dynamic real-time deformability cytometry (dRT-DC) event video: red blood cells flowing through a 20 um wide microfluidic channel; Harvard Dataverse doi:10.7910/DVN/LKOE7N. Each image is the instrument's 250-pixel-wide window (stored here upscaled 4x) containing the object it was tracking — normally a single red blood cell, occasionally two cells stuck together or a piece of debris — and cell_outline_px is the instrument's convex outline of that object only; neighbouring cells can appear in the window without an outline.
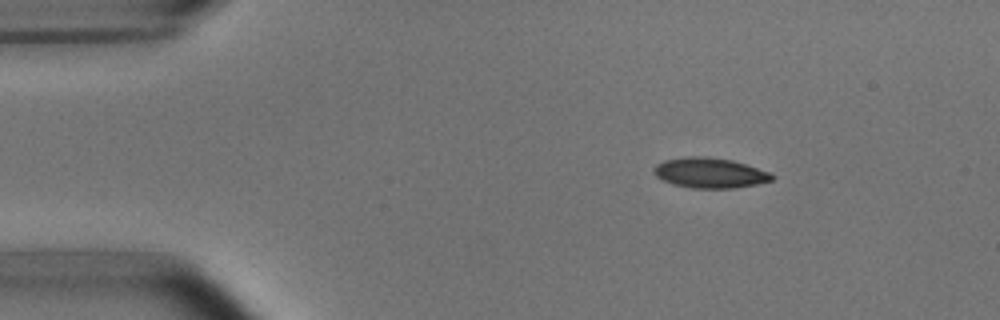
{"species": "common noctule bat (a hibernating species)", "species_latin": "Nyctalus noctula", "temperature_condition": "room temperature", "stored_images_in_passage": 4, "camera_frame_rate_fps": 3000, "um_per_image_px": 0.085, "animal": {"sex": "male", "body_mass_g": 15.6}, "frame": {"image": 1, "passage_image": 1, "time_ms": 0.0, "image_size_px": [1000, 320], "cell_outline_px": [[776, 176], [772, 180], [756, 184], [736, 188], [692, 188], [672, 184], [656, 176], [652, 172], [656, 164], [664, 160], [692, 156], [704, 156], [732, 160], [768, 172]], "centroid_in_image_um": [60.31, 14.7], "position_along_channel_um": 24.7, "area_um2": 20.63}}
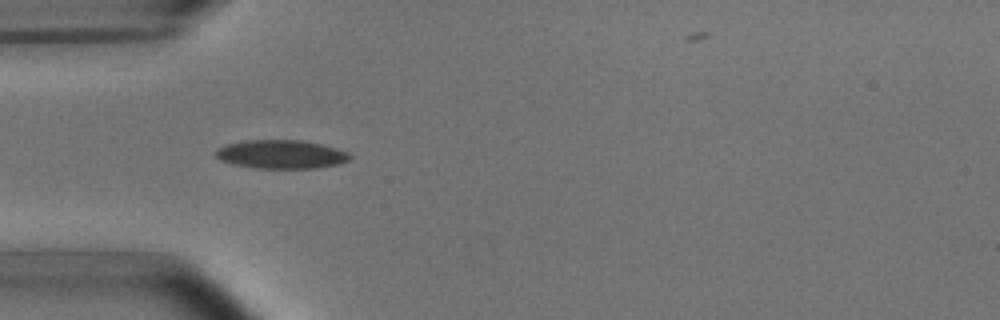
{"frame": {"image": 2, "passage_image": 3, "time_ms": 2.667, "image_size_px": [1000, 320], "cell_outline_px": [[352, 156], [348, 160], [340, 164], [316, 168], [260, 168], [232, 164], [220, 160], [216, 156], [216, 148], [228, 144], [248, 140], [300, 140], [320, 144], [336, 148], [348, 152]], "centroid_in_image_um": [23.91, 13.12], "position_along_channel_um": 61.1, "area_um2": 22.25}}